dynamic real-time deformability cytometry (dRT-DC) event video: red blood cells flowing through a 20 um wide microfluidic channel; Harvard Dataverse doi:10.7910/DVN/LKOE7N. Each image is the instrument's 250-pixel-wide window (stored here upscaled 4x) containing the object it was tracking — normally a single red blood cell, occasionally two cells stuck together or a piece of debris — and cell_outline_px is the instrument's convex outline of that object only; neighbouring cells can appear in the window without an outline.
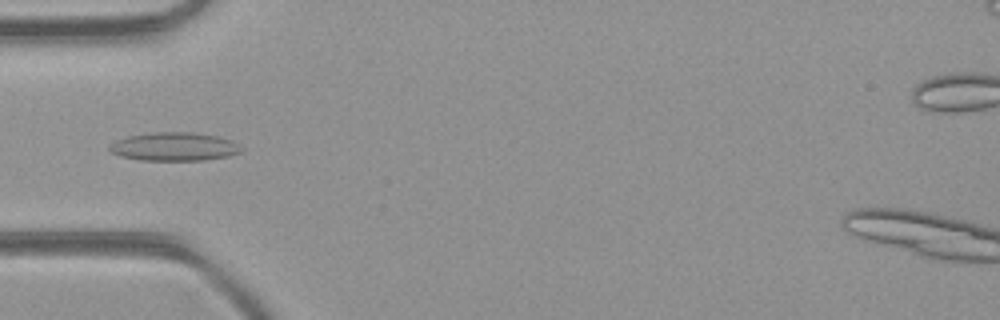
{"species": "common noctule bat (a hibernating species)", "species_latin": "Nyctalus noctula", "temperature_condition": "room temperature", "stored_images_in_passage": 37, "camera_frame_rate_fps": 3000, "um_per_image_px": 0.085, "animal": {"sex": "female", "body_mass_g": 21.9}, "frame": {"image": 1, "passage_image": 5, "time_ms": 1.333, "image_size_px": [1000, 320], "cell_outline_px": [[244, 148], [240, 152], [228, 156], [204, 160], [140, 160], [120, 156], [112, 152], [108, 148], [108, 144], [116, 140], [128, 136], [152, 132], [192, 132], [216, 136], [232, 140]], "centroid_in_image_um": [14.8, 12.46], "position_along_channel_um": 70.2, "area_um2": 21.91}}
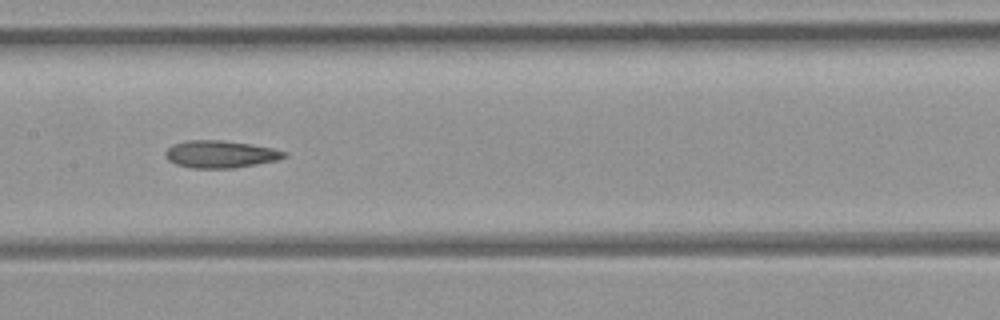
{"frame": {"image": 2, "passage_image": 13, "time_ms": 4.0, "image_size_px": [1000, 320], "cell_outline_px": [[288, 156], [276, 160], [256, 164], [232, 168], [192, 168], [176, 164], [168, 160], [164, 152], [172, 144], [188, 140], [220, 140], [252, 144], [272, 148], [288, 152]], "centroid_in_image_um": [18.73, 13.1], "position_along_channel_um": 188.7, "area_um2": 18.9}}
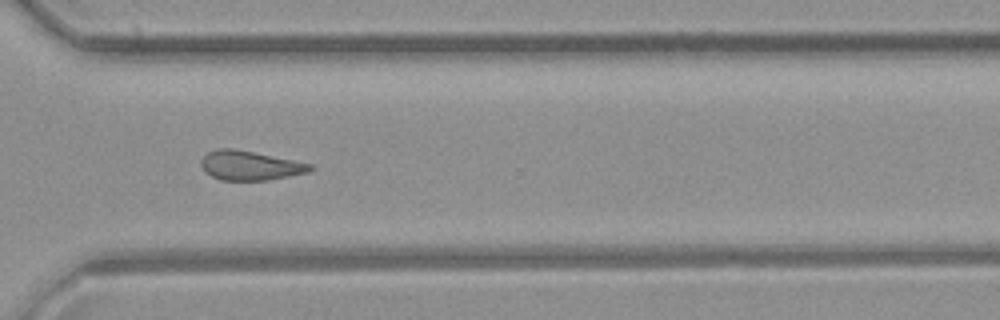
{"frame": {"image": 3, "passage_image": 24, "time_ms": 7.667, "image_size_px": [1000, 320], "cell_outline_px": [[312, 168], [308, 172], [268, 180], [220, 180], [204, 172], [200, 164], [200, 160], [208, 152], [220, 148], [232, 148], [312, 164]], "centroid_in_image_um": [21.19, 14.07], "position_along_channel_um": 349.4, "area_um2": 18.38}, "authors_computed_cell_mechanics": {"area_um2": 19.1896, "velocity_mm_per_s": 4.4026, "shape_relaxation_time_tau1_ms": null, "shape_relaxation_time_tau2_ms": 5.7412, "deformation_change_tau1": null, "deformation_change_tau2": 0.1638}}